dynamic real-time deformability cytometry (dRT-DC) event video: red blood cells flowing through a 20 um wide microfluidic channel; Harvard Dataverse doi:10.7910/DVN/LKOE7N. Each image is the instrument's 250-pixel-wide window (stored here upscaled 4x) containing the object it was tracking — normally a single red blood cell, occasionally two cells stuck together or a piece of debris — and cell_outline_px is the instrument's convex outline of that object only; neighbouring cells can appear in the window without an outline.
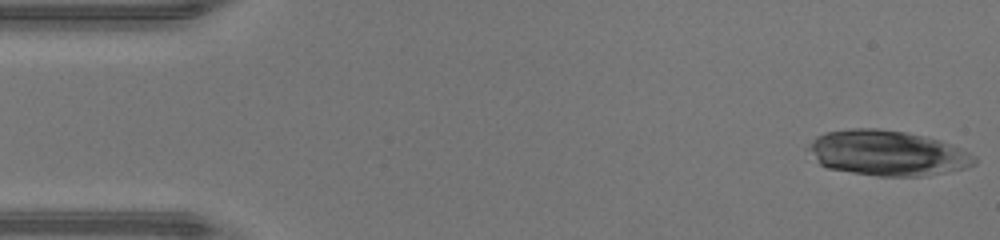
{"species": "human", "species_latin": "Homo sapiens", "temperature_condition": "warm", "stored_images_in_passage": 26, "camera_frame_rate_fps": 3000, "um_per_image_px": 0.085, "donor": {"sex": "male"}, "frame": {"image": 1, "passage_image": 1, "time_ms": 0.0, "image_size_px": [1000, 240], "cell_outline_px": [[976, 164], [964, 168], [944, 172], [920, 176], [876, 176], [828, 168], [820, 164], [804, 148], [816, 136], [824, 132], [852, 128], [876, 128], [904, 132], [924, 136], [940, 140], [952, 144], [976, 156]], "centroid_in_image_um": [75.38, 13.0], "position_along_channel_um": 9.6, "area_um2": 43.87}}
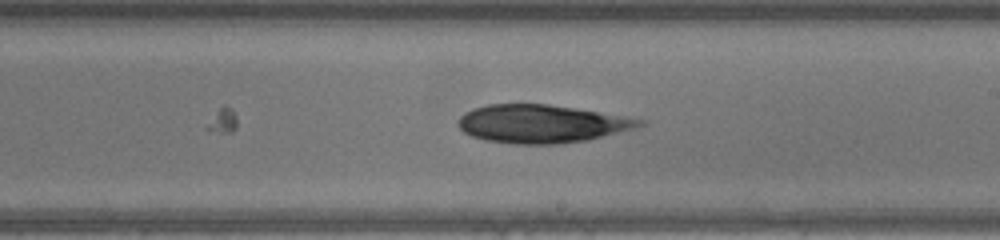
{"frame": {"image": 2, "passage_image": 26, "time_ms": 8.333, "image_size_px": [1000, 240], "cell_outline_px": [[648, 120], [644, 124], [632, 128], [588, 140], [556, 144], [516, 144], [484, 140], [472, 136], [464, 132], [456, 124], [460, 116], [464, 112], [472, 108], [488, 104], [548, 104]], "centroid_in_image_um": [45.96, 10.52], "position_along_channel_um": 243.0, "area_um2": 40.06}}